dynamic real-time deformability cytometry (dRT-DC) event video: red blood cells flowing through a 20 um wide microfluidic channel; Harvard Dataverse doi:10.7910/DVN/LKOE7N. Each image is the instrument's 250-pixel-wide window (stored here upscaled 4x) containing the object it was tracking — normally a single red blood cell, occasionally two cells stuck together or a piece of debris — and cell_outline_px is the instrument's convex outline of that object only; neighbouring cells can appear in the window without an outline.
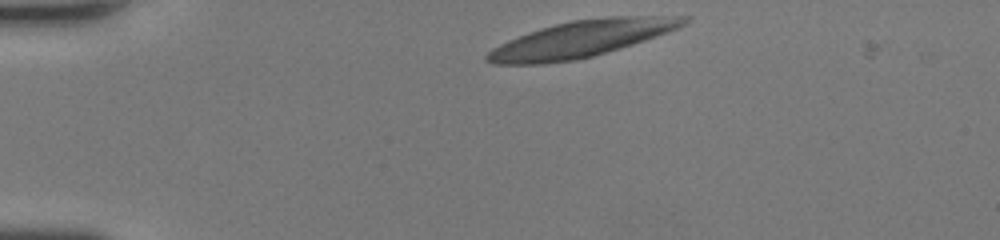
{"species": "human", "species_latin": "Homo sapiens", "temperature_condition": "room temperature", "stored_images_in_passage": 33, "camera_frame_rate_fps": 3000, "um_per_image_px": 0.085, "donor": {"sex": "female"}, "frame": {"image": 1, "passage_image": 1, "time_ms": 0.0, "image_size_px": [1000, 240], "cell_outline_px": [[692, 16], [684, 24], [668, 32], [620, 48], [592, 56], [576, 60], [544, 64], [492, 64], [484, 60], [484, 56], [492, 48], [508, 40], [528, 32], [556, 24], [572, 20], [608, 16]], "centroid_in_image_um": [49.37, 3.31], "position_along_channel_um": 35.6, "area_um2": 41.56}}
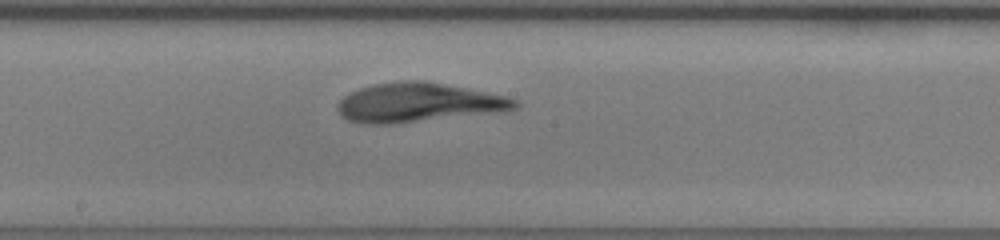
{"frame": {"image": 2, "passage_image": 19, "time_ms": 6.0, "image_size_px": [1000, 240], "cell_outline_px": [[520, 104], [516, 108], [496, 112], [392, 124], [364, 124], [348, 120], [340, 116], [336, 108], [336, 104], [344, 96], [360, 88], [376, 84], [400, 80], [424, 80], [468, 88], [504, 96], [516, 100]], "centroid_in_image_um": [35.5, 8.72], "position_along_channel_um": 212.7, "area_um2": 40.34}}
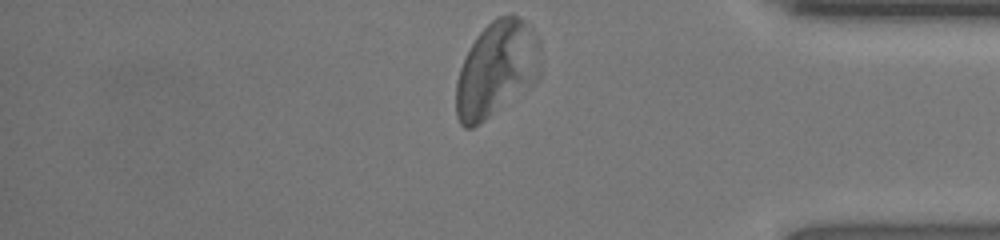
{"frame": {"image": 3, "passage_image": 33, "time_ms": 10.667, "image_size_px": [1000, 240], "cell_outline_px": [[540, 72], [536, 80], [532, 84], [484, 120], [472, 128], [464, 128], [460, 124], [456, 116], [456, 80], [460, 68], [476, 36], [492, 20], [500, 16], [516, 16], [520, 20]], "centroid_in_image_um": [42.01, 6.01], "position_along_channel_um": 393.2, "area_um2": 43.75}, "authors_computed_cell_mechanics": {"area_um2": 40.1132, "velocity_mm_per_s": 4.256, "shape_relaxation_time_tau1_ms": 2.973, "shape_relaxation_time_tau2_ms": 1.2492, "deformation_change_tau1": 0.1679, "deformation_change_tau2": 0.0844}}